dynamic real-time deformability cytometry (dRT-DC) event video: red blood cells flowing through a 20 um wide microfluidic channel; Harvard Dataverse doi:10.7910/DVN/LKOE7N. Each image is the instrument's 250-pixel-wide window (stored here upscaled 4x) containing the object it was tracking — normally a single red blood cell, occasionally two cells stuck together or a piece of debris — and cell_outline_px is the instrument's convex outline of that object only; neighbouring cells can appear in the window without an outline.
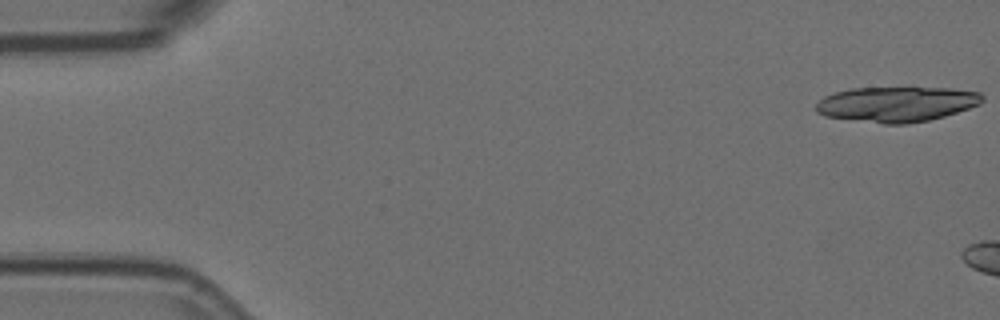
{"species": "Egyptian fruit bat (a non-hibernating species)", "species_latin": "Rousettus aegyptiacus", "temperature_condition": "room temperature", "stored_images_in_passage": 3, "camera_frame_rate_fps": 3000, "um_per_image_px": 0.085, "animal": {"sex": "female"}, "frame": {"image": 1, "passage_image": 1, "time_ms": 0.0, "image_size_px": [1000, 320], "cell_outline_px": [[984, 100], [980, 104], [944, 116], [928, 120], [908, 124], [884, 124], [824, 116], [816, 112], [816, 104], [824, 96], [836, 92], [852, 88], [952, 88], [980, 92], [984, 96]], "centroid_in_image_um": [76.22, 8.85], "position_along_channel_um": 8.8, "area_um2": 34.1}}